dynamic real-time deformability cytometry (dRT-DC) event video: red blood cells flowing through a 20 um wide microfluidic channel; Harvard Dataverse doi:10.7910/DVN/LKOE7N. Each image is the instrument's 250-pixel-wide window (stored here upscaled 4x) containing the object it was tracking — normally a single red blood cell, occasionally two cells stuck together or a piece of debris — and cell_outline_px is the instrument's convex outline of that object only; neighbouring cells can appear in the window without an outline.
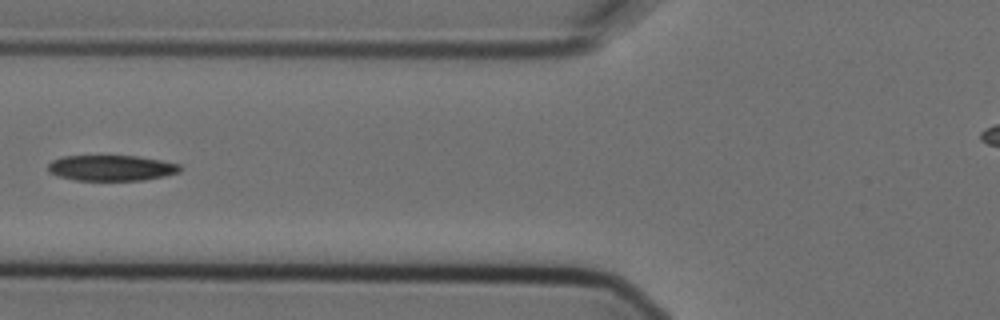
{"species": "Egyptian fruit bat (a non-hibernating species)", "species_latin": "Rousettus aegyptiacus", "temperature_condition": "cold", "stored_images_in_passage": 7, "camera_frame_rate_fps": 3000, "um_per_image_px": 0.085, "animal": {"sex": "female"}, "frame": {"image": 1, "passage_image": 6, "time_ms": 1.667, "image_size_px": [1000, 320], "cell_outline_px": [[180, 172], [164, 176], [144, 180], [76, 180], [56, 176], [48, 172], [48, 164], [52, 160], [64, 156], [136, 156], [160, 160], [180, 164]], "centroid_in_image_um": [9.44, 14.28], "position_along_channel_um": 116.4, "area_um2": 19.71}}
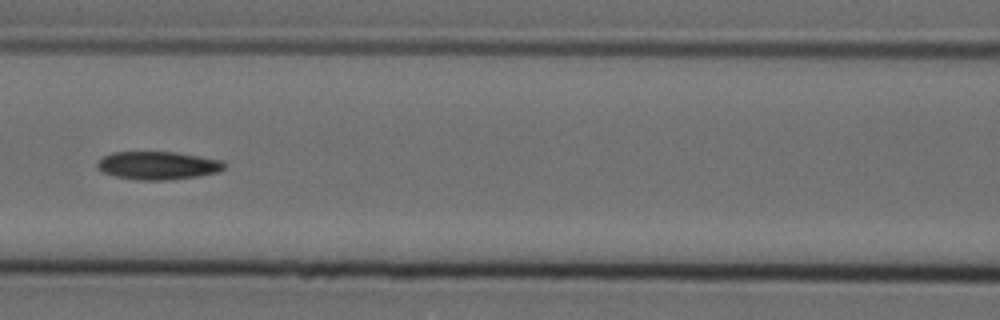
{"frame": {"image": 2, "passage_image": 7, "time_ms": 2.0, "image_size_px": [1000, 320], "cell_outline_px": [[224, 168], [216, 172], [200, 176], [164, 180], [140, 180], [116, 176], [104, 172], [96, 168], [96, 164], [104, 156], [112, 152], [176, 152], [224, 160]], "centroid_in_image_um": [13.43, 14.06], "position_along_channel_um": 153.2, "area_um2": 20.69}}